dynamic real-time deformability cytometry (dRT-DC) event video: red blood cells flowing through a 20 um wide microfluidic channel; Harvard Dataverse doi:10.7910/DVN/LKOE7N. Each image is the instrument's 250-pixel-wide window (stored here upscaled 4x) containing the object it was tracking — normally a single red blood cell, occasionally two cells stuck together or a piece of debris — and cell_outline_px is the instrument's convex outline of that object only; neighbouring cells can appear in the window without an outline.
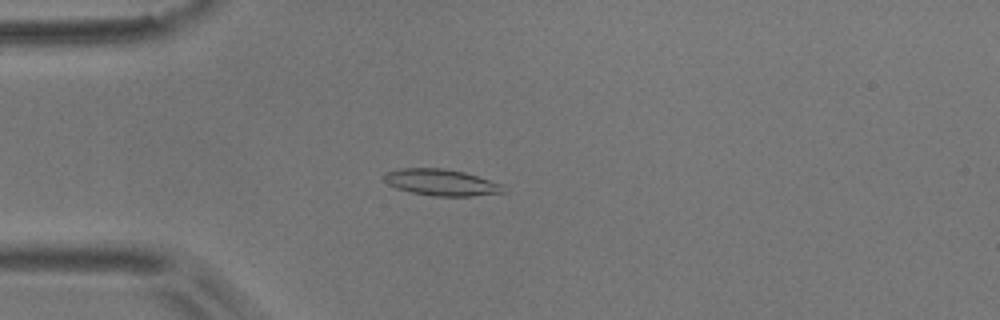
{"species": "common noctule bat (a hibernating species)", "species_latin": "Nyctalus noctula", "temperature_condition": "room temperature", "stored_images_in_passage": 53, "camera_frame_rate_fps": 3000, "um_per_image_px": 0.085, "animal": {"sex": "male", "body_mass_g": 17.9}, "frame": {"image": 1, "passage_image": 13, "time_ms": 4.0, "image_size_px": [1000, 320], "cell_outline_px": [[508, 192], [472, 196], [432, 196], [412, 192], [396, 188], [388, 184], [384, 180], [384, 172], [396, 168], [444, 168], [464, 172], [504, 184]], "centroid_in_image_um": [37.54, 15.5], "position_along_channel_um": 47.5, "area_um2": 18.67}}
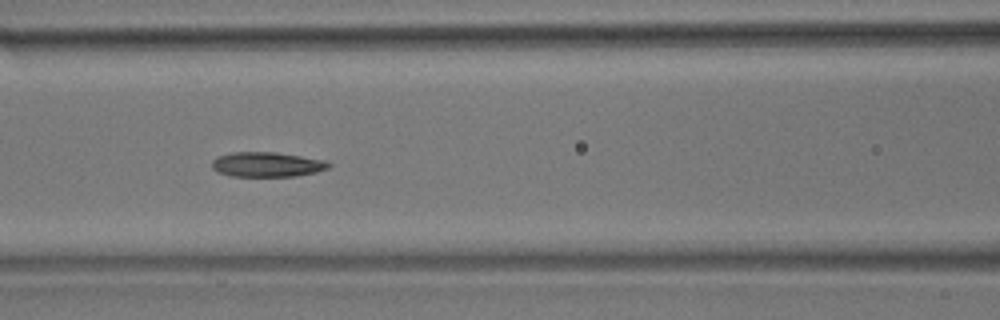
{"frame": {"image": 2, "passage_image": 22, "time_ms": 7.0, "image_size_px": [1000, 320], "cell_outline_px": [[332, 164], [328, 168], [316, 172], [296, 176], [232, 176], [216, 172], [212, 168], [212, 160], [216, 156], [232, 152], [276, 152], [324, 160]], "centroid_in_image_um": [22.65, 13.98], "position_along_channel_um": 143.9, "area_um2": 16.94}}
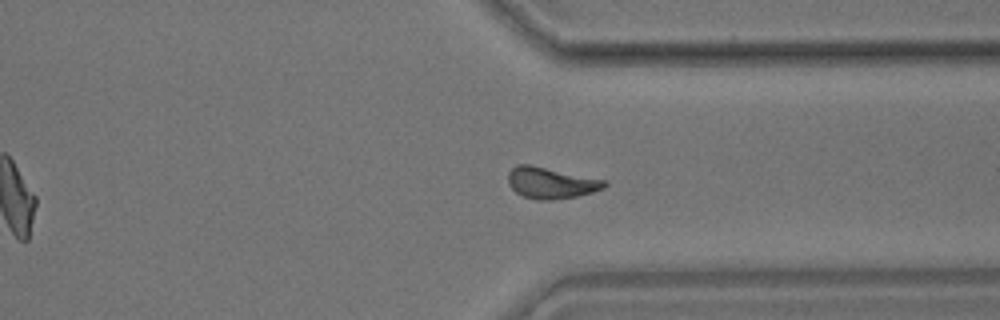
{"frame": {"image": 3, "passage_image": 40, "time_ms": 13.0, "image_size_px": [1000, 320], "cell_outline_px": [[608, 184], [604, 188], [592, 192], [576, 196], [552, 200], [536, 200], [524, 196], [516, 192], [508, 184], [508, 172], [516, 164], [528, 164], [608, 180]], "centroid_in_image_um": [46.84, 15.54], "position_along_channel_um": 364.6, "area_um2": 17.63}, "authors_computed_cell_mechanics": {"area_um2": 17.2244, "velocity_mm_per_s": 3.6811, "shape_relaxation_time_tau1_ms": 3.9234, "shape_relaxation_time_tau2_ms": 3.8599, "deformation_change_tau1": 0.152, "deformation_change_tau2": 0.0868}}